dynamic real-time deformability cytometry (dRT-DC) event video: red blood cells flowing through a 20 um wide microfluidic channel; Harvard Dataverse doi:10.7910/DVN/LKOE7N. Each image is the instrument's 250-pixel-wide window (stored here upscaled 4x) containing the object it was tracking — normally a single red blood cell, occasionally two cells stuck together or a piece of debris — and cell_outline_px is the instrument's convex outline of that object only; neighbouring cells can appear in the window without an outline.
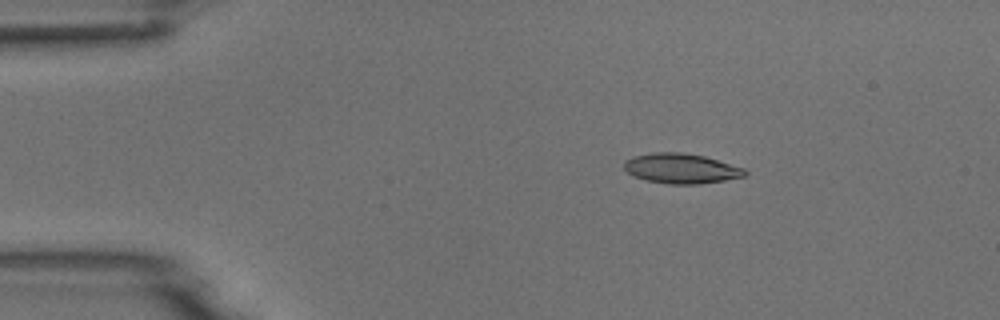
{"species": "common noctule bat (a hibernating species)", "species_latin": "Nyctalus noctula", "temperature_condition": "room temperature", "stored_images_in_passage": 4, "camera_frame_rate_fps": 3000, "um_per_image_px": 0.085, "animal": {"sex": "male", "body_mass_g": 18.8}, "frame": {"image": 1, "passage_image": 2, "time_ms": 1.333, "image_size_px": [1000, 320], "cell_outline_px": [[748, 172], [744, 176], [724, 180], [700, 184], [668, 184], [644, 180], [632, 176], [624, 168], [624, 160], [632, 156], [652, 152], [680, 152], [704, 156], [744, 168]], "centroid_in_image_um": [57.85, 14.32], "position_along_channel_um": 27.2, "area_um2": 21.21}}
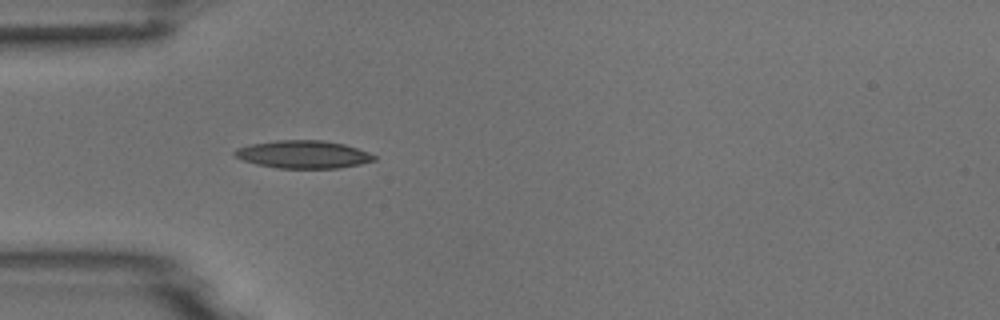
{"frame": {"image": 2, "passage_image": 4, "time_ms": 3.667, "image_size_px": [1000, 320], "cell_outline_px": [[376, 160], [360, 164], [340, 168], [276, 168], [256, 164], [244, 160], [236, 156], [232, 152], [236, 148], [248, 144], [276, 140], [324, 140], [344, 144], [368, 152], [376, 156]], "centroid_in_image_um": [25.76, 13.12], "position_along_channel_um": 59.2, "area_um2": 22.66}}